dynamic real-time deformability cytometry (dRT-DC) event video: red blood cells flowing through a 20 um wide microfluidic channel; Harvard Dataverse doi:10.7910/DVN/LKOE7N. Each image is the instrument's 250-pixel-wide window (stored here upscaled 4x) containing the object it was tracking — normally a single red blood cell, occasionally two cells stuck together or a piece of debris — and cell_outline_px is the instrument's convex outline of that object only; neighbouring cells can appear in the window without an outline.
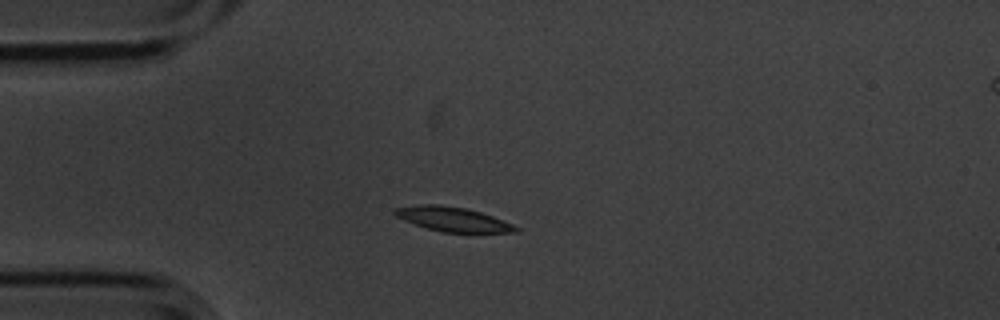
{"species": "common noctule bat (a hibernating species)", "species_latin": "Nyctalus noctula", "temperature_condition": "cold", "stored_images_in_passage": 10, "camera_frame_rate_fps": 3000, "um_per_image_px": 0.085, "animal": {"sex": "male", "body_mass_g": 20.1, "forearm_length_mm": 53.5}, "frame": {"image": 1, "passage_image": 1, "time_ms": 0.0, "image_size_px": [1000, 320], "cell_outline_px": [[520, 232], [444, 232], [428, 228], [404, 220], [396, 216], [392, 212], [392, 208], [420, 204], [440, 204], [464, 208], [480, 212], [492, 216], [512, 224], [520, 228]], "centroid_in_image_um": [38.46, 18.62], "position_along_channel_um": 46.5, "area_um2": 17.05}}
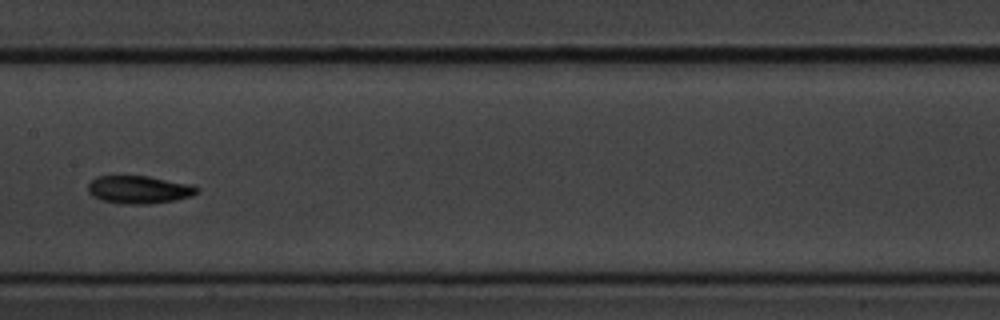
{"frame": {"image": 2, "passage_image": 5, "time_ms": 1.333, "image_size_px": [1000, 320], "cell_outline_px": [[200, 192], [192, 196], [176, 200], [148, 204], [120, 204], [100, 200], [92, 196], [88, 192], [88, 184], [96, 176], [148, 176], [188, 184], [200, 188]], "centroid_in_image_um": [11.8, 16.13], "position_along_channel_um": 195.6, "area_um2": 17.8}}
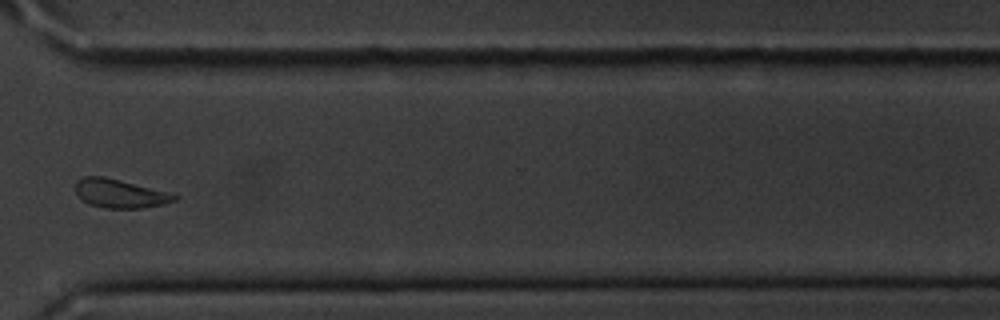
{"frame": {"image": 3, "passage_image": 9, "time_ms": 2.667, "image_size_px": [1000, 320], "cell_outline_px": [[180, 196], [176, 200], [164, 204], [140, 208], [104, 208], [88, 204], [80, 200], [76, 196], [76, 180], [84, 176], [104, 176], [176, 192]], "centroid_in_image_um": [10.24, 16.44], "position_along_channel_um": 360.4, "area_um2": 17.22}}